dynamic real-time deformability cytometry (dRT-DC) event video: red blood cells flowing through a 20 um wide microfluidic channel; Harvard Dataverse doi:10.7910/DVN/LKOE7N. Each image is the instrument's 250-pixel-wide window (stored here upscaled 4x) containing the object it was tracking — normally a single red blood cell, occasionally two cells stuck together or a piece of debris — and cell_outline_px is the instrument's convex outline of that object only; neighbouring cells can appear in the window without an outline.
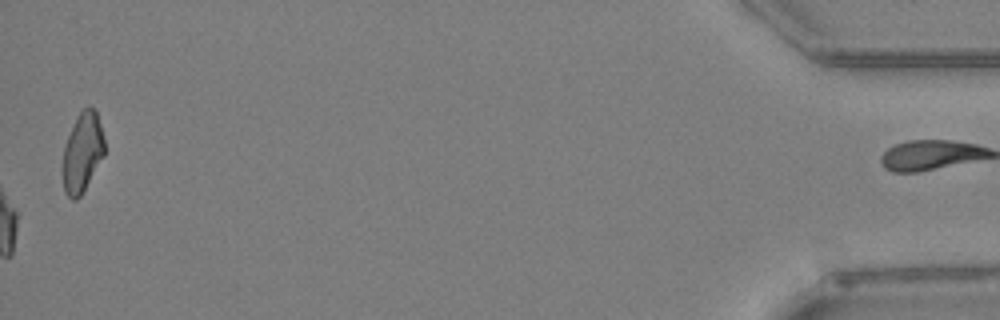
{"species": "Egyptian fruit bat (a non-hibernating species)", "species_latin": "Rousettus aegyptiacus", "temperature_condition": "warm", "stored_images_in_passage": 42, "camera_frame_rate_fps": 3000, "um_per_image_px": 0.085, "animal": {"sex": "female"}, "frame": {"image": 1, "passage_image": 42, "time_ms": 13.667, "image_size_px": [1000, 320], "cell_outline_px": [[104, 156], [80, 196], [76, 200], [72, 200], [64, 192], [64, 144], [76, 116], [88, 104], [96, 112], [104, 136]], "centroid_in_image_um": [7.01, 12.92], "position_along_channel_um": 428.2, "area_um2": 19.13}}